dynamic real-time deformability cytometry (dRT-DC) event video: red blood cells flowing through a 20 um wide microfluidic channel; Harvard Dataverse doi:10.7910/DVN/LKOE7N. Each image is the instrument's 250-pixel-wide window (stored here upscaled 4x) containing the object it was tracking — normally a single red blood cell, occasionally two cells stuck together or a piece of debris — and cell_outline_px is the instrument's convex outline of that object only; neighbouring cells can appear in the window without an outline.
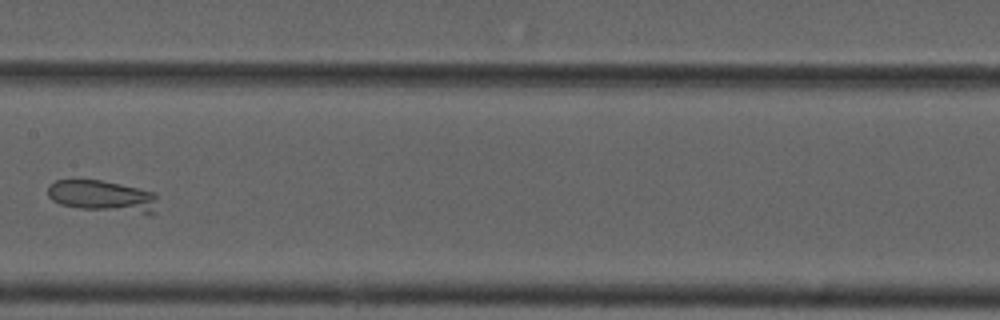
{"species": "common noctule bat (a hibernating species)", "species_latin": "Nyctalus noctula", "temperature_condition": "cold", "stored_images_in_passage": 8, "camera_frame_rate_fps": 3000, "um_per_image_px": 0.085, "animal": {"sex": "male", "forearm_length_mm": 52.5}, "frame": {"image": 1, "passage_image": 7, "time_ms": 8.333, "image_size_px": [1000, 320], "cell_outline_px": [[156, 212], [152, 216], [80, 208], [60, 204], [52, 200], [48, 196], [48, 188], [56, 180], [100, 180], [140, 188], [156, 192]], "centroid_in_image_um": [8.81, 16.71], "position_along_channel_um": 198.6, "area_um2": 20.63}}
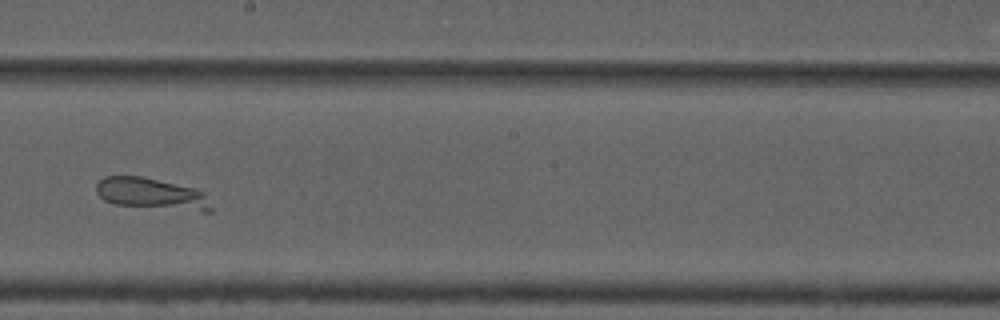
{"frame": {"image": 2, "passage_image": 8, "time_ms": 9.333, "image_size_px": [1000, 320], "cell_outline_px": [[212, 212], [200, 212], [112, 204], [104, 200], [96, 192], [96, 184], [104, 176], [144, 176], [192, 188], [204, 192], [212, 208]], "centroid_in_image_um": [12.88, 16.48], "position_along_channel_um": 235.3, "area_um2": 21.21}}